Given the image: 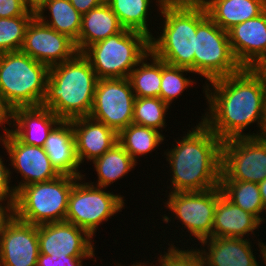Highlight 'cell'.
<instances>
[{"instance_id":"cell-1","label":"cell","mask_w":266,"mask_h":266,"mask_svg":"<svg viewBox=\"0 0 266 266\" xmlns=\"http://www.w3.org/2000/svg\"><path fill=\"white\" fill-rule=\"evenodd\" d=\"M210 84L204 86L209 112L201 121L222 141L260 137L266 117V74L260 68H242ZM255 122L260 132H243Z\"/></svg>"},{"instance_id":"cell-2","label":"cell","mask_w":266,"mask_h":266,"mask_svg":"<svg viewBox=\"0 0 266 266\" xmlns=\"http://www.w3.org/2000/svg\"><path fill=\"white\" fill-rule=\"evenodd\" d=\"M165 152L172 179L171 192L206 191L220 186L222 143L202 121Z\"/></svg>"},{"instance_id":"cell-3","label":"cell","mask_w":266,"mask_h":266,"mask_svg":"<svg viewBox=\"0 0 266 266\" xmlns=\"http://www.w3.org/2000/svg\"><path fill=\"white\" fill-rule=\"evenodd\" d=\"M97 81L90 61L77 53L72 59L49 68L42 106L64 121L89 116Z\"/></svg>"},{"instance_id":"cell-4","label":"cell","mask_w":266,"mask_h":266,"mask_svg":"<svg viewBox=\"0 0 266 266\" xmlns=\"http://www.w3.org/2000/svg\"><path fill=\"white\" fill-rule=\"evenodd\" d=\"M164 18L162 34L150 39V52L169 65L194 74L197 26L208 16L199 0H166L159 6Z\"/></svg>"},{"instance_id":"cell-5","label":"cell","mask_w":266,"mask_h":266,"mask_svg":"<svg viewBox=\"0 0 266 266\" xmlns=\"http://www.w3.org/2000/svg\"><path fill=\"white\" fill-rule=\"evenodd\" d=\"M49 67L21 50L0 54V92L11 109L41 106Z\"/></svg>"},{"instance_id":"cell-6","label":"cell","mask_w":266,"mask_h":266,"mask_svg":"<svg viewBox=\"0 0 266 266\" xmlns=\"http://www.w3.org/2000/svg\"><path fill=\"white\" fill-rule=\"evenodd\" d=\"M150 52V38L123 29L89 46L82 54L90 61L98 79L128 78L130 72Z\"/></svg>"},{"instance_id":"cell-7","label":"cell","mask_w":266,"mask_h":266,"mask_svg":"<svg viewBox=\"0 0 266 266\" xmlns=\"http://www.w3.org/2000/svg\"><path fill=\"white\" fill-rule=\"evenodd\" d=\"M79 178L60 174L52 180L22 187L17 192L15 216L33 225L65 221L69 194Z\"/></svg>"},{"instance_id":"cell-8","label":"cell","mask_w":266,"mask_h":266,"mask_svg":"<svg viewBox=\"0 0 266 266\" xmlns=\"http://www.w3.org/2000/svg\"><path fill=\"white\" fill-rule=\"evenodd\" d=\"M83 179L80 177L70 191L65 221L86 230L93 237L103 221H108L124 208L125 200L121 195L94 186V182L83 183Z\"/></svg>"},{"instance_id":"cell-9","label":"cell","mask_w":266,"mask_h":266,"mask_svg":"<svg viewBox=\"0 0 266 266\" xmlns=\"http://www.w3.org/2000/svg\"><path fill=\"white\" fill-rule=\"evenodd\" d=\"M241 69L232 52L228 32L207 16L197 26L194 73L210 82L237 73Z\"/></svg>"},{"instance_id":"cell-10","label":"cell","mask_w":266,"mask_h":266,"mask_svg":"<svg viewBox=\"0 0 266 266\" xmlns=\"http://www.w3.org/2000/svg\"><path fill=\"white\" fill-rule=\"evenodd\" d=\"M266 179V138L238 137L222 143L220 180L259 184Z\"/></svg>"},{"instance_id":"cell-11","label":"cell","mask_w":266,"mask_h":266,"mask_svg":"<svg viewBox=\"0 0 266 266\" xmlns=\"http://www.w3.org/2000/svg\"><path fill=\"white\" fill-rule=\"evenodd\" d=\"M135 99L128 78L98 79L89 116L119 133L133 122Z\"/></svg>"},{"instance_id":"cell-12","label":"cell","mask_w":266,"mask_h":266,"mask_svg":"<svg viewBox=\"0 0 266 266\" xmlns=\"http://www.w3.org/2000/svg\"><path fill=\"white\" fill-rule=\"evenodd\" d=\"M221 194L220 186L206 191L169 192L164 204L190 235L201 242L212 238L215 208Z\"/></svg>"},{"instance_id":"cell-13","label":"cell","mask_w":266,"mask_h":266,"mask_svg":"<svg viewBox=\"0 0 266 266\" xmlns=\"http://www.w3.org/2000/svg\"><path fill=\"white\" fill-rule=\"evenodd\" d=\"M3 128L4 135H0V142L10 157L11 166L23 177L22 182L13 186L16 192L26 185L52 180L60 175L51 165L43 147L24 144L8 128Z\"/></svg>"},{"instance_id":"cell-14","label":"cell","mask_w":266,"mask_h":266,"mask_svg":"<svg viewBox=\"0 0 266 266\" xmlns=\"http://www.w3.org/2000/svg\"><path fill=\"white\" fill-rule=\"evenodd\" d=\"M21 51L49 68L72 59L75 42L41 22L36 16L29 23Z\"/></svg>"},{"instance_id":"cell-15","label":"cell","mask_w":266,"mask_h":266,"mask_svg":"<svg viewBox=\"0 0 266 266\" xmlns=\"http://www.w3.org/2000/svg\"><path fill=\"white\" fill-rule=\"evenodd\" d=\"M84 229L68 222H51L38 225L40 254L51 259L67 256H95L94 240Z\"/></svg>"},{"instance_id":"cell-16","label":"cell","mask_w":266,"mask_h":266,"mask_svg":"<svg viewBox=\"0 0 266 266\" xmlns=\"http://www.w3.org/2000/svg\"><path fill=\"white\" fill-rule=\"evenodd\" d=\"M39 254L38 225L15 216L0 235V266H37Z\"/></svg>"},{"instance_id":"cell-17","label":"cell","mask_w":266,"mask_h":266,"mask_svg":"<svg viewBox=\"0 0 266 266\" xmlns=\"http://www.w3.org/2000/svg\"><path fill=\"white\" fill-rule=\"evenodd\" d=\"M227 32L232 52L242 68H261L266 63V9Z\"/></svg>"},{"instance_id":"cell-18","label":"cell","mask_w":266,"mask_h":266,"mask_svg":"<svg viewBox=\"0 0 266 266\" xmlns=\"http://www.w3.org/2000/svg\"><path fill=\"white\" fill-rule=\"evenodd\" d=\"M74 130L76 156L81 165L84 160L94 161L118 143V133L90 116L70 120Z\"/></svg>"},{"instance_id":"cell-19","label":"cell","mask_w":266,"mask_h":266,"mask_svg":"<svg viewBox=\"0 0 266 266\" xmlns=\"http://www.w3.org/2000/svg\"><path fill=\"white\" fill-rule=\"evenodd\" d=\"M11 120L15 129L9 131L24 144L38 147H44L48 134L61 121L42 105L14 108Z\"/></svg>"},{"instance_id":"cell-20","label":"cell","mask_w":266,"mask_h":266,"mask_svg":"<svg viewBox=\"0 0 266 266\" xmlns=\"http://www.w3.org/2000/svg\"><path fill=\"white\" fill-rule=\"evenodd\" d=\"M199 251L204 266H259L252 251L250 239L232 237H212L202 240ZM207 251V252H206Z\"/></svg>"},{"instance_id":"cell-21","label":"cell","mask_w":266,"mask_h":266,"mask_svg":"<svg viewBox=\"0 0 266 266\" xmlns=\"http://www.w3.org/2000/svg\"><path fill=\"white\" fill-rule=\"evenodd\" d=\"M44 150L59 174L84 177L79 171L74 130L71 121L61 120L48 134Z\"/></svg>"},{"instance_id":"cell-22","label":"cell","mask_w":266,"mask_h":266,"mask_svg":"<svg viewBox=\"0 0 266 266\" xmlns=\"http://www.w3.org/2000/svg\"><path fill=\"white\" fill-rule=\"evenodd\" d=\"M261 224L254 215L236 206L221 194L215 208L212 237L244 239L247 234L255 235L254 230Z\"/></svg>"},{"instance_id":"cell-23","label":"cell","mask_w":266,"mask_h":266,"mask_svg":"<svg viewBox=\"0 0 266 266\" xmlns=\"http://www.w3.org/2000/svg\"><path fill=\"white\" fill-rule=\"evenodd\" d=\"M208 17L228 31L237 24L257 17L266 9V0H199Z\"/></svg>"},{"instance_id":"cell-24","label":"cell","mask_w":266,"mask_h":266,"mask_svg":"<svg viewBox=\"0 0 266 266\" xmlns=\"http://www.w3.org/2000/svg\"><path fill=\"white\" fill-rule=\"evenodd\" d=\"M121 26L112 8L105 2L82 15V26L75 42L78 53H83L89 46L121 32Z\"/></svg>"},{"instance_id":"cell-25","label":"cell","mask_w":266,"mask_h":266,"mask_svg":"<svg viewBox=\"0 0 266 266\" xmlns=\"http://www.w3.org/2000/svg\"><path fill=\"white\" fill-rule=\"evenodd\" d=\"M46 9L51 14L49 20L44 15ZM34 10L35 16L41 22L57 32L67 35L74 42L78 40L82 15L71 5L69 0H40L34 5Z\"/></svg>"},{"instance_id":"cell-26","label":"cell","mask_w":266,"mask_h":266,"mask_svg":"<svg viewBox=\"0 0 266 266\" xmlns=\"http://www.w3.org/2000/svg\"><path fill=\"white\" fill-rule=\"evenodd\" d=\"M93 164L98 176V183L94 186L107 188L127 175L137 163L119 143H116L101 157L95 159Z\"/></svg>"},{"instance_id":"cell-27","label":"cell","mask_w":266,"mask_h":266,"mask_svg":"<svg viewBox=\"0 0 266 266\" xmlns=\"http://www.w3.org/2000/svg\"><path fill=\"white\" fill-rule=\"evenodd\" d=\"M147 60H150L151 62L148 63ZM136 67L130 72L128 77L134 95L139 98H144V97L160 98L161 59L157 58L153 53L149 52L138 63Z\"/></svg>"},{"instance_id":"cell-28","label":"cell","mask_w":266,"mask_h":266,"mask_svg":"<svg viewBox=\"0 0 266 266\" xmlns=\"http://www.w3.org/2000/svg\"><path fill=\"white\" fill-rule=\"evenodd\" d=\"M165 137L160 131L131 123L118 133V143L138 163L137 157L150 153L163 142Z\"/></svg>"},{"instance_id":"cell-29","label":"cell","mask_w":266,"mask_h":266,"mask_svg":"<svg viewBox=\"0 0 266 266\" xmlns=\"http://www.w3.org/2000/svg\"><path fill=\"white\" fill-rule=\"evenodd\" d=\"M222 194L233 204L254 215L261 223L265 210L257 183L238 180H220Z\"/></svg>"},{"instance_id":"cell-30","label":"cell","mask_w":266,"mask_h":266,"mask_svg":"<svg viewBox=\"0 0 266 266\" xmlns=\"http://www.w3.org/2000/svg\"><path fill=\"white\" fill-rule=\"evenodd\" d=\"M124 29L138 31L150 39L147 20L150 0H106Z\"/></svg>"},{"instance_id":"cell-31","label":"cell","mask_w":266,"mask_h":266,"mask_svg":"<svg viewBox=\"0 0 266 266\" xmlns=\"http://www.w3.org/2000/svg\"><path fill=\"white\" fill-rule=\"evenodd\" d=\"M34 17L33 6L24 16L0 18V54L21 50L26 29Z\"/></svg>"},{"instance_id":"cell-32","label":"cell","mask_w":266,"mask_h":266,"mask_svg":"<svg viewBox=\"0 0 266 266\" xmlns=\"http://www.w3.org/2000/svg\"><path fill=\"white\" fill-rule=\"evenodd\" d=\"M169 105L161 98L136 97L133 110L134 124L151 127L159 131L165 128V116Z\"/></svg>"},{"instance_id":"cell-33","label":"cell","mask_w":266,"mask_h":266,"mask_svg":"<svg viewBox=\"0 0 266 266\" xmlns=\"http://www.w3.org/2000/svg\"><path fill=\"white\" fill-rule=\"evenodd\" d=\"M193 73L190 69L169 65L161 60V93L160 98L169 106L175 98H178L184 90L194 84L183 73Z\"/></svg>"},{"instance_id":"cell-34","label":"cell","mask_w":266,"mask_h":266,"mask_svg":"<svg viewBox=\"0 0 266 266\" xmlns=\"http://www.w3.org/2000/svg\"><path fill=\"white\" fill-rule=\"evenodd\" d=\"M173 244L167 249L165 254L160 253L158 258L159 266H204V261L199 249L192 247L189 250H181Z\"/></svg>"},{"instance_id":"cell-35","label":"cell","mask_w":266,"mask_h":266,"mask_svg":"<svg viewBox=\"0 0 266 266\" xmlns=\"http://www.w3.org/2000/svg\"><path fill=\"white\" fill-rule=\"evenodd\" d=\"M32 7L28 0H0V18L24 16Z\"/></svg>"},{"instance_id":"cell-36","label":"cell","mask_w":266,"mask_h":266,"mask_svg":"<svg viewBox=\"0 0 266 266\" xmlns=\"http://www.w3.org/2000/svg\"><path fill=\"white\" fill-rule=\"evenodd\" d=\"M2 159L0 156V199H8L9 201L15 202L17 192L10 184L11 171L3 164L4 161Z\"/></svg>"},{"instance_id":"cell-37","label":"cell","mask_w":266,"mask_h":266,"mask_svg":"<svg viewBox=\"0 0 266 266\" xmlns=\"http://www.w3.org/2000/svg\"><path fill=\"white\" fill-rule=\"evenodd\" d=\"M7 201V203H6ZM6 204L3 206L2 203ZM15 217V202L0 199V235L6 228L7 224Z\"/></svg>"},{"instance_id":"cell-38","label":"cell","mask_w":266,"mask_h":266,"mask_svg":"<svg viewBox=\"0 0 266 266\" xmlns=\"http://www.w3.org/2000/svg\"><path fill=\"white\" fill-rule=\"evenodd\" d=\"M71 5L81 14H86L89 10L96 8L106 0H69Z\"/></svg>"},{"instance_id":"cell-39","label":"cell","mask_w":266,"mask_h":266,"mask_svg":"<svg viewBox=\"0 0 266 266\" xmlns=\"http://www.w3.org/2000/svg\"><path fill=\"white\" fill-rule=\"evenodd\" d=\"M12 109L4 100L2 93L0 92V126L5 123L11 127Z\"/></svg>"},{"instance_id":"cell-40","label":"cell","mask_w":266,"mask_h":266,"mask_svg":"<svg viewBox=\"0 0 266 266\" xmlns=\"http://www.w3.org/2000/svg\"><path fill=\"white\" fill-rule=\"evenodd\" d=\"M95 256H67V257H58L57 264L58 266H82L84 259H92Z\"/></svg>"},{"instance_id":"cell-41","label":"cell","mask_w":266,"mask_h":266,"mask_svg":"<svg viewBox=\"0 0 266 266\" xmlns=\"http://www.w3.org/2000/svg\"><path fill=\"white\" fill-rule=\"evenodd\" d=\"M37 266H58L57 260H52L50 255L39 254Z\"/></svg>"},{"instance_id":"cell-42","label":"cell","mask_w":266,"mask_h":266,"mask_svg":"<svg viewBox=\"0 0 266 266\" xmlns=\"http://www.w3.org/2000/svg\"><path fill=\"white\" fill-rule=\"evenodd\" d=\"M262 202L266 212V179L258 184Z\"/></svg>"},{"instance_id":"cell-43","label":"cell","mask_w":266,"mask_h":266,"mask_svg":"<svg viewBox=\"0 0 266 266\" xmlns=\"http://www.w3.org/2000/svg\"><path fill=\"white\" fill-rule=\"evenodd\" d=\"M259 245L258 248H260V253L262 255V259L264 260V265L266 266V243L264 244L263 242L257 243Z\"/></svg>"},{"instance_id":"cell-44","label":"cell","mask_w":266,"mask_h":266,"mask_svg":"<svg viewBox=\"0 0 266 266\" xmlns=\"http://www.w3.org/2000/svg\"><path fill=\"white\" fill-rule=\"evenodd\" d=\"M261 137L266 138V117H265V124H264L263 130H262Z\"/></svg>"},{"instance_id":"cell-45","label":"cell","mask_w":266,"mask_h":266,"mask_svg":"<svg viewBox=\"0 0 266 266\" xmlns=\"http://www.w3.org/2000/svg\"><path fill=\"white\" fill-rule=\"evenodd\" d=\"M146 264H148V263H142V262L137 263L136 262V263L132 264L131 266H147ZM152 265H153V263L152 264L150 263V266H152Z\"/></svg>"},{"instance_id":"cell-46","label":"cell","mask_w":266,"mask_h":266,"mask_svg":"<svg viewBox=\"0 0 266 266\" xmlns=\"http://www.w3.org/2000/svg\"><path fill=\"white\" fill-rule=\"evenodd\" d=\"M166 0H156V5H158V7H159V5H163V3L165 2Z\"/></svg>"},{"instance_id":"cell-47","label":"cell","mask_w":266,"mask_h":266,"mask_svg":"<svg viewBox=\"0 0 266 266\" xmlns=\"http://www.w3.org/2000/svg\"><path fill=\"white\" fill-rule=\"evenodd\" d=\"M33 6L36 5L40 0H28Z\"/></svg>"},{"instance_id":"cell-48","label":"cell","mask_w":266,"mask_h":266,"mask_svg":"<svg viewBox=\"0 0 266 266\" xmlns=\"http://www.w3.org/2000/svg\"><path fill=\"white\" fill-rule=\"evenodd\" d=\"M260 69L266 74V63Z\"/></svg>"}]
</instances>
